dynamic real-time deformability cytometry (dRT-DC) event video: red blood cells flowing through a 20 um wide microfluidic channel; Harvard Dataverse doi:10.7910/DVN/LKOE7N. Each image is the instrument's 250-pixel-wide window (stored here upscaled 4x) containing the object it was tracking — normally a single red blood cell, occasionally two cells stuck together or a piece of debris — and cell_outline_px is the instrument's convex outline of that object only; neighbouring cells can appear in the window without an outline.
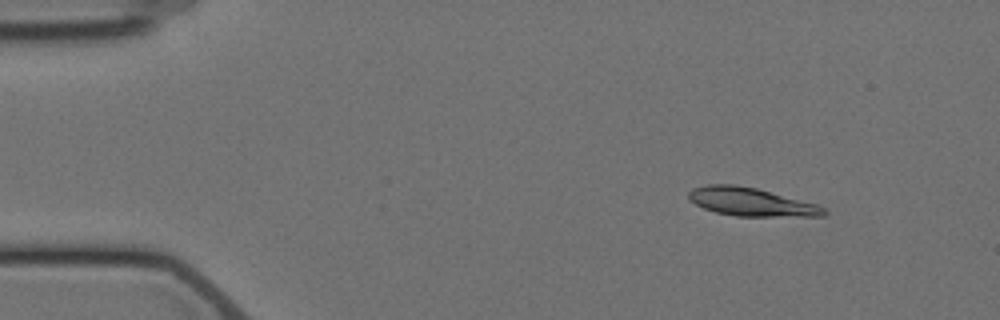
{"species": "Egyptian fruit bat (a non-hibernating species)", "species_latin": "Rousettus aegyptiacus", "temperature_condition": "cold", "stored_images_in_passage": 5, "camera_frame_rate_fps": 3000, "um_per_image_px": 0.085, "animal": {"sex": "female"}, "frame": {"image": 1, "passage_image": 2, "time_ms": 1.333, "image_size_px": [1000, 320], "cell_outline_px": [[828, 212], [824, 216], [736, 216], [716, 212], [704, 208], [688, 200], [688, 192], [692, 188], [708, 184], [732, 184], [756, 188], [816, 204], [824, 208]], "centroid_in_image_um": [63.81, 17.16], "position_along_channel_um": 21.2, "area_um2": 22.14}}
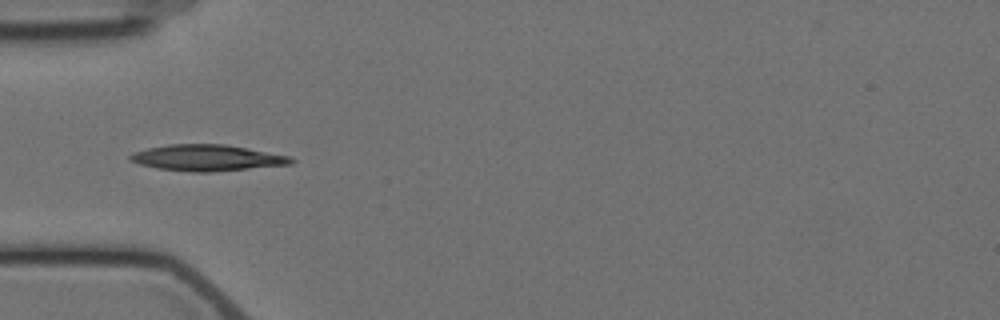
{"frame": {"image": 2, "passage_image": 5, "time_ms": 5.0, "image_size_px": [1000, 320], "cell_outline_px": [[296, 160], [292, 164], [212, 172], [192, 172], [156, 168], [140, 164], [128, 160], [128, 156], [132, 152], [148, 148], [168, 144], [224, 144], [292, 156]], "centroid_in_image_um": [17.6, 13.41], "position_along_channel_um": 67.4, "area_um2": 24.68}}